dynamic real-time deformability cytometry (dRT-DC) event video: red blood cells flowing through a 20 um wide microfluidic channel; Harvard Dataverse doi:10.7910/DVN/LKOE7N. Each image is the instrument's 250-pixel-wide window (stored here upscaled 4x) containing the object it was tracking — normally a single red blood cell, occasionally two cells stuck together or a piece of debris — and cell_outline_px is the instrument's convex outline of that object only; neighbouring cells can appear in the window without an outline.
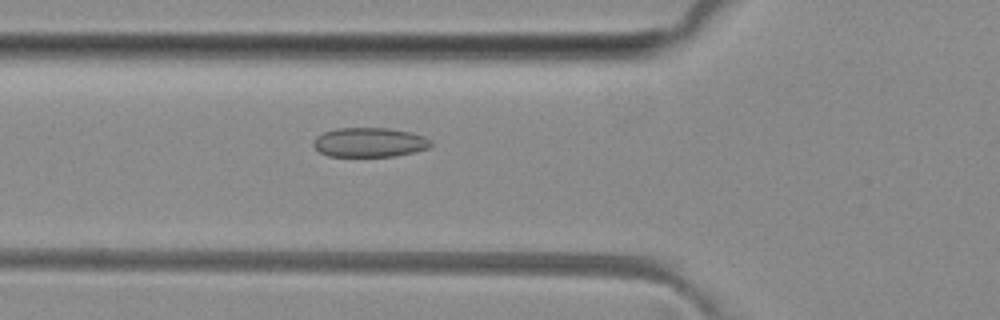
{"species": "common noctule bat (a hibernating species)", "species_latin": "Nyctalus noctula", "temperature_condition": "room temperature", "stored_images_in_passage": 50, "camera_frame_rate_fps": 3000, "um_per_image_px": 0.085, "animal": {"sex": "female", "body_mass_g": 29.2, "forearm_length_mm": 56.3}, "frame": {"image": 1, "passage_image": 18, "time_ms": 5.667, "image_size_px": [1000, 320], "cell_outline_px": [[432, 144], [428, 148], [396, 156], [328, 156], [320, 152], [312, 144], [312, 140], [316, 136], [324, 132], [336, 128], [388, 128], [412, 132], [424, 136], [432, 140]], "centroid_in_image_um": [31.4, 12.09], "position_along_channel_um": 94.4, "area_um2": 20.23}}
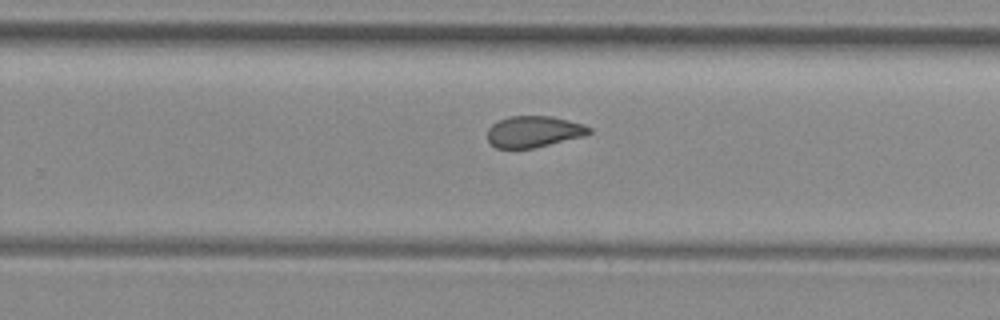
{"frame": {"image": 2, "passage_image": 32, "time_ms": 10.333, "image_size_px": [1000, 320], "cell_outline_px": [[592, 132], [584, 136], [532, 148], [496, 148], [488, 140], [488, 128], [492, 124], [508, 116], [552, 116], [584, 124], [592, 128]], "centroid_in_image_um": [45.38, 11.18], "position_along_channel_um": 284.4, "area_um2": 18.5}}
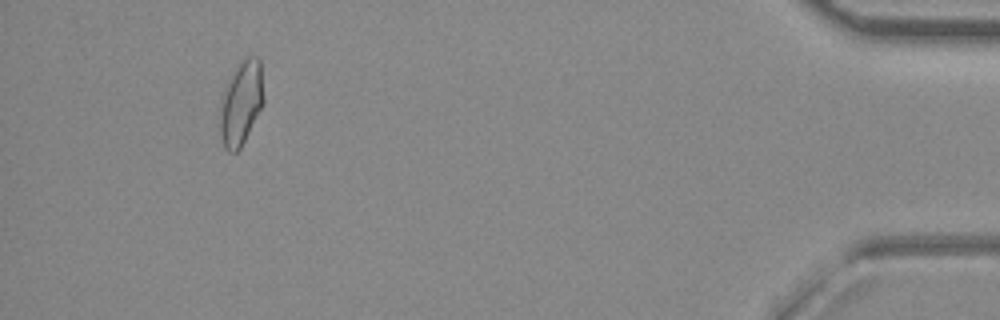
{"frame": {"image": 3, "passage_image": 47, "time_ms": 15.333, "image_size_px": [1000, 320], "cell_outline_px": [[264, 104], [240, 148], [236, 152], [228, 152], [224, 148], [220, 136], [220, 108], [224, 88], [236, 64], [248, 56], [256, 56], [260, 60], [264, 96]], "centroid_in_image_um": [20.49, 8.74], "position_along_channel_um": 414.7, "area_um2": 21.62}, "authors_computed_cell_mechanics": {"area_um2": 20.2011, "velocity_mm_per_s": 4.0768, "shape_relaxation_time_tau1_ms": null, "shape_relaxation_time_tau2_ms": 2.4861, "deformation_change_tau1": null, "deformation_change_tau2": 0.0692}}